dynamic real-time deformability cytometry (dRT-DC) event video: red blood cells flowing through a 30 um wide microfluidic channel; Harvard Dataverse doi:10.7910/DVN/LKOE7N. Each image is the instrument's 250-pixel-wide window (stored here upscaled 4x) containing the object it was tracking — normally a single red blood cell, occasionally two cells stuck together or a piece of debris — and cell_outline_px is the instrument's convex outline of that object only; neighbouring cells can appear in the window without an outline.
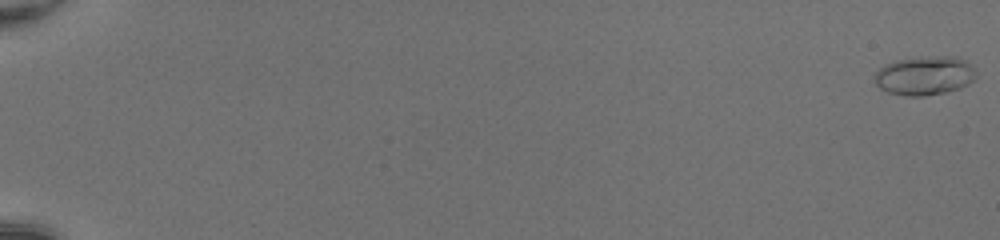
{"species": "common noctule bat (a hibernating species)", "species_latin": "Nyctalus noctula", "temperature_condition": "room temperature", "stored_images_in_passage": 53, "camera_frame_rate_fps": 3000, "um_per_image_px": 0.085, "animal": {"sex": "female", "body_mass_g": 20.0, "forearm_length_mm": 54.0}, "frame": {"image": 1, "passage_image": 1, "time_ms": 0.0, "image_size_px": [1000, 240], "cell_outline_px": [[976, 76], [968, 84], [960, 88], [948, 92], [924, 96], [904, 96], [888, 92], [880, 88], [876, 84], [872, 76], [884, 64], [896, 60], [936, 56], [956, 56], [968, 60], [976, 72]], "centroid_in_image_um": [78.6, 6.43], "position_along_channel_um": 6.4, "area_um2": 23.29}}
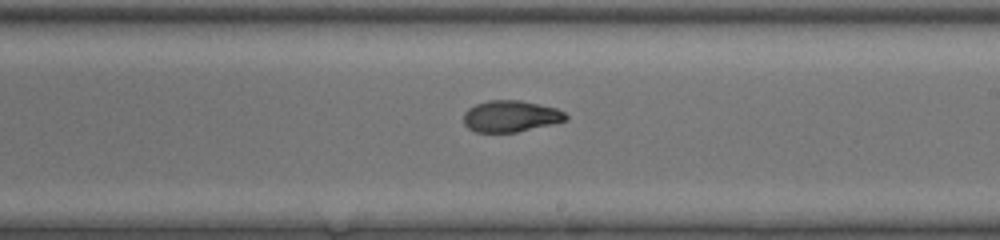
{"frame": {"image": 2, "passage_image": 34, "time_ms": 11.0, "image_size_px": [1000, 240], "cell_outline_px": [[568, 120], [552, 124], [516, 132], [476, 132], [468, 128], [464, 124], [464, 112], [468, 108], [476, 104], [488, 100], [520, 100], [556, 108], [564, 112], [568, 116]], "centroid_in_image_um": [43.4, 9.88], "position_along_channel_um": 245.6, "area_um2": 18.73}}
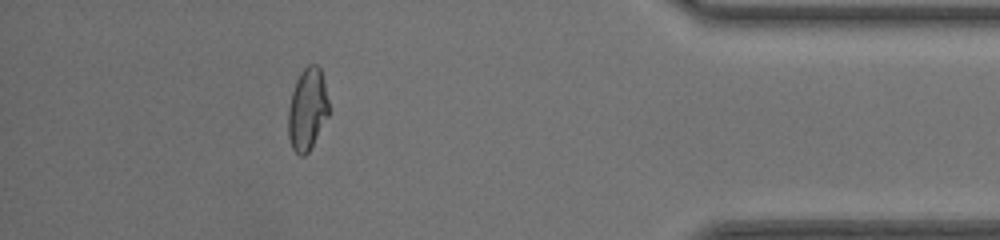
{"frame": {"image": 3, "passage_image": 48, "time_ms": 15.667, "image_size_px": [1000, 240], "cell_outline_px": [[332, 112], [308, 152], [304, 156], [300, 156], [292, 148], [288, 136], [288, 108], [292, 92], [296, 80], [300, 72], [308, 64], [316, 64], [320, 68]], "centroid_in_image_um": [26.15, 9.29], "position_along_channel_um": 409.1, "area_um2": 19.83}, "authors_computed_cell_mechanics": {"area_um2": 19.652, "velocity_mm_per_s": 4.2473, "shape_relaxation_time_tau1_ms": 8.6589, "shape_relaxation_time_tau2_ms": 1.588, "deformation_change_tau1": 0.2698, "deformation_change_tau2": 0.0627}}